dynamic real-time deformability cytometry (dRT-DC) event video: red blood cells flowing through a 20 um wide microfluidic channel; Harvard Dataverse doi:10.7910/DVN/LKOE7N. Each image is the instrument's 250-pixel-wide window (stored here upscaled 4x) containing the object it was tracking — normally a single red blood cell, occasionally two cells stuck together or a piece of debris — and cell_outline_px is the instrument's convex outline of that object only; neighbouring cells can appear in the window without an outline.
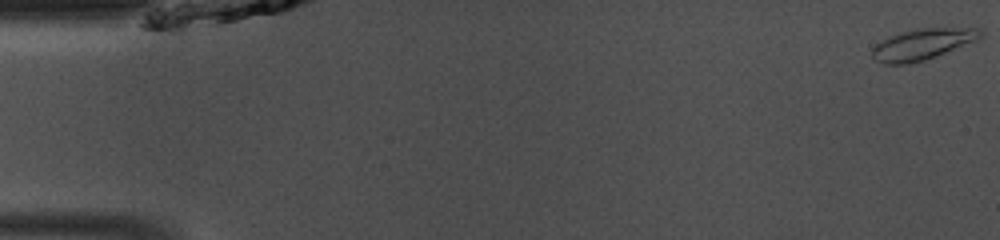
{"species": "common noctule bat (a hibernating species)", "species_latin": "Nyctalus noctula", "temperature_condition": "room temperature", "stored_images_in_passage": 49, "camera_frame_rate_fps": 3000, "um_per_image_px": 0.085, "animal": {"sex": "male", "body_mass_g": 13.0, "forearm_length_mm": 53.1}, "frame": {"image": 1, "passage_image": 1, "time_ms": 0.0, "image_size_px": [1000, 240], "cell_outline_px": [[984, 32], [980, 40], [936, 56], [924, 60], [908, 64], [884, 64], [876, 60], [872, 56], [872, 48], [876, 44], [888, 36], [900, 32], [916, 28], [980, 28]], "centroid_in_image_um": [78.44, 3.75], "position_along_channel_um": 6.6, "area_um2": 19.83}}
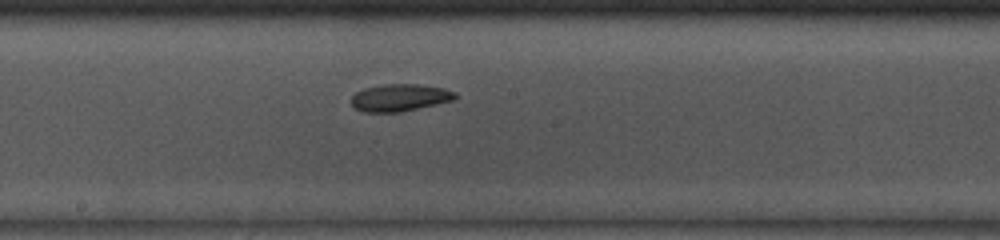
{"frame": {"image": 2, "passage_image": 26, "time_ms": 8.333, "image_size_px": [1000, 240], "cell_outline_px": [[456, 100], [400, 112], [364, 112], [356, 108], [352, 104], [352, 96], [356, 92], [364, 88], [384, 84], [416, 84], [444, 88], [456, 92]], "centroid_in_image_um": [34.01, 8.29], "position_along_channel_um": 214.2, "area_um2": 16.47}}
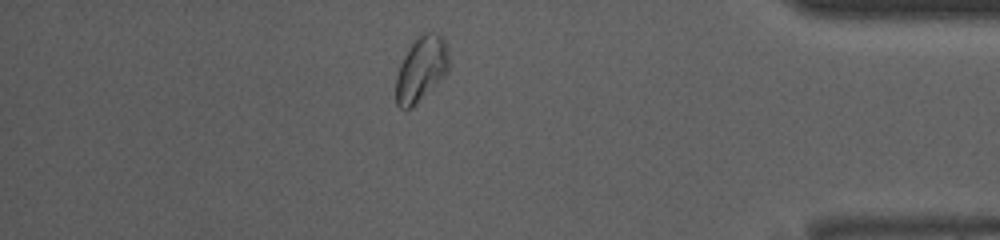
{"frame": {"image": 3, "passage_image": 42, "time_ms": 13.667, "image_size_px": [1000, 240], "cell_outline_px": [[448, 72], [412, 108], [400, 108], [396, 104], [396, 76], [400, 64], [408, 48], [424, 32], [428, 32], [444, 36], [448, 48]], "centroid_in_image_um": [35.81, 5.87], "position_along_channel_um": 399.4, "area_um2": 19.88}, "authors_computed_cell_mechanics": {"area_um2": 17.629, "velocity_mm_per_s": 4.1236, "shape_relaxation_time_tau1_ms": 4.5533, "shape_relaxation_time_tau2_ms": null, "deformation_change_tau1": 0.1213, "deformation_change_tau2": null}}